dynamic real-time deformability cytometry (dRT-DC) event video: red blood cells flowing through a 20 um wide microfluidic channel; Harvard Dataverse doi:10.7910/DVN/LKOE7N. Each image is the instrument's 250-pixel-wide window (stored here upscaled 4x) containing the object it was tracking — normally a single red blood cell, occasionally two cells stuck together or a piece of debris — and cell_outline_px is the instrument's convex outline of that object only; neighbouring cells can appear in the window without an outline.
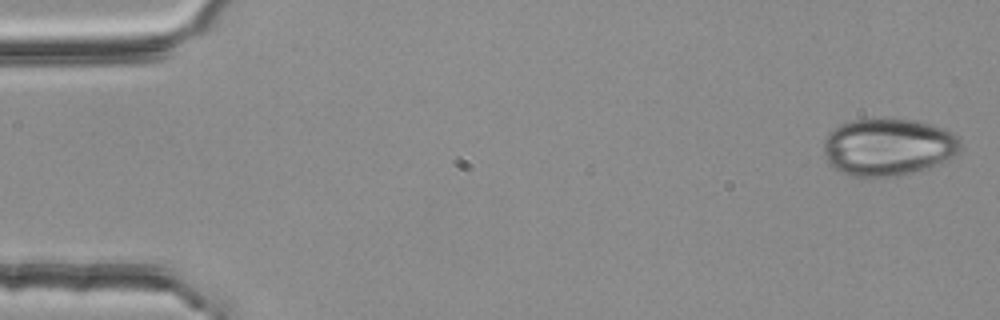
{"species": "common noctule bat (a hibernating species)", "species_latin": "Nyctalus noctula", "temperature_condition": "room temperature", "stored_images_in_passage": 5, "camera_frame_rate_fps": 3000, "um_per_image_px": 0.085, "animal": {"sex": "female", "body_mass_g": 25.1}, "frame": {"image": 1, "passage_image": 1, "time_ms": 0.0, "image_size_px": [1000, 320], "cell_outline_px": [[960, 152], [952, 156], [924, 168], [912, 172], [868, 180], [864, 180], [840, 172], [828, 160], [824, 152], [824, 140], [840, 124], [856, 120], [884, 116], [916, 120], [932, 124], [944, 128], [952, 132], [960, 140]], "centroid_in_image_um": [75.48, 12.47], "position_along_channel_um": 9.5, "area_um2": 46.07}}